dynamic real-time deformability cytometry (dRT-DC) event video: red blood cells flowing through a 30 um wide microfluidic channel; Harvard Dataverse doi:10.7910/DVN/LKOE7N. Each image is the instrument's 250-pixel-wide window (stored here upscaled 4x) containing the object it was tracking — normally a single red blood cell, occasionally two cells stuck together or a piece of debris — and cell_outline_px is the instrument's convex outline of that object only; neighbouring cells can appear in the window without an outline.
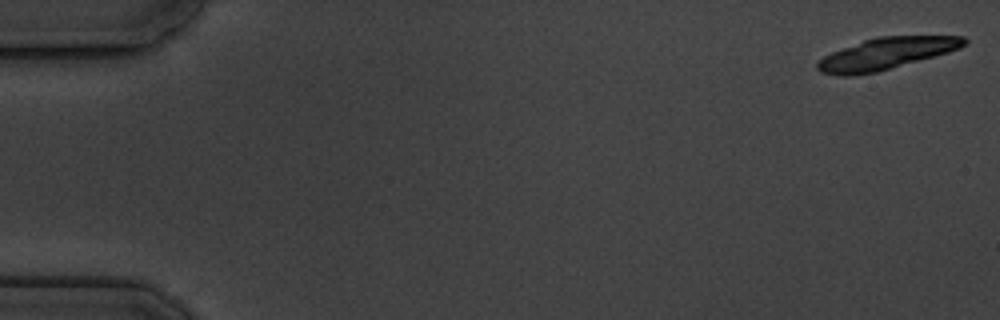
{"species": "common noctule bat (a hibernating species)", "species_latin": "Nyctalus noctula", "temperature_condition": "cold", "stored_images_in_passage": 7, "camera_frame_rate_fps": 3000, "um_per_image_px": 0.085, "animal": {"sex": "male", "body_mass_g": 19.5, "forearm_length_mm": 54.6}, "frame": {"image": 1, "passage_image": 1, "time_ms": 0.0, "image_size_px": [1000, 320], "cell_outline_px": [[968, 44], [960, 48], [948, 52], [876, 72], [852, 76], [840, 76], [820, 72], [816, 68], [816, 64], [824, 56], [832, 52], [864, 40], [880, 36], [964, 36], [968, 40]], "centroid_in_image_um": [75.33, 4.56], "position_along_channel_um": 9.7, "area_um2": 26.82}}